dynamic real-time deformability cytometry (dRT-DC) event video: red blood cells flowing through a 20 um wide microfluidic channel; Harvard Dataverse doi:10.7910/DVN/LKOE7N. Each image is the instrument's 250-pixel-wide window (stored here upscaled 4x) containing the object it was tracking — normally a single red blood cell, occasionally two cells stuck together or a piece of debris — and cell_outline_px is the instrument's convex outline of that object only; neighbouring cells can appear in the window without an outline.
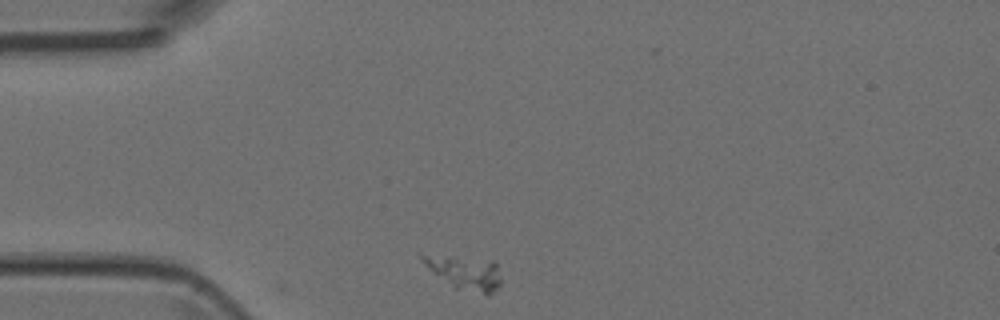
{"species": "Egyptian fruit bat (a non-hibernating species)", "species_latin": "Rousettus aegyptiacus", "temperature_condition": "room temperature", "stored_images_in_passage": 9, "camera_frame_rate_fps": 3000, "um_per_image_px": 0.085, "animal": {"sex": "female"}, "frame": {"image": 1, "passage_image": 1, "time_ms": 0.0, "image_size_px": [1000, 320], "cell_outline_px": [[500, 284], [492, 292], [484, 292], [456, 288], [432, 272], [420, 260], [416, 252], [420, 252], [496, 260], [500, 280]], "centroid_in_image_um": [39.41, 23.05], "position_along_channel_um": 45.6, "area_um2": 15.55}}
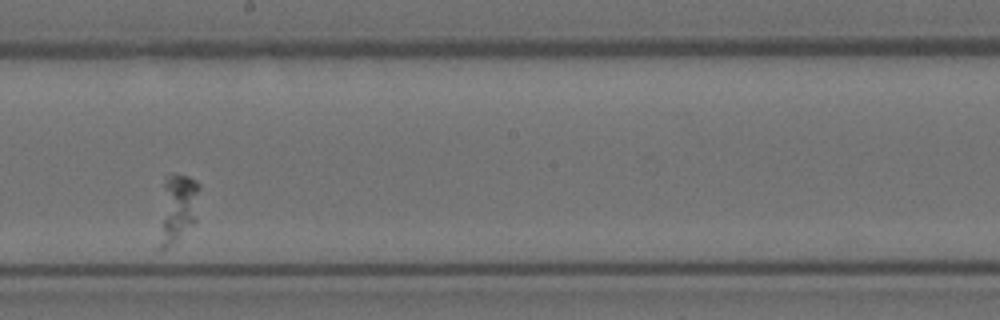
{"frame": {"image": 2, "passage_image": 6, "time_ms": 5.667, "image_size_px": [1000, 320], "cell_outline_px": [[200, 188], [196, 220], [192, 224], [164, 248], [156, 252], [156, 248], [164, 184], [168, 176], [188, 176], [196, 180], [200, 184]], "centroid_in_image_um": [15.07, 17.72], "position_along_channel_um": 233.1, "area_um2": 15.84}}
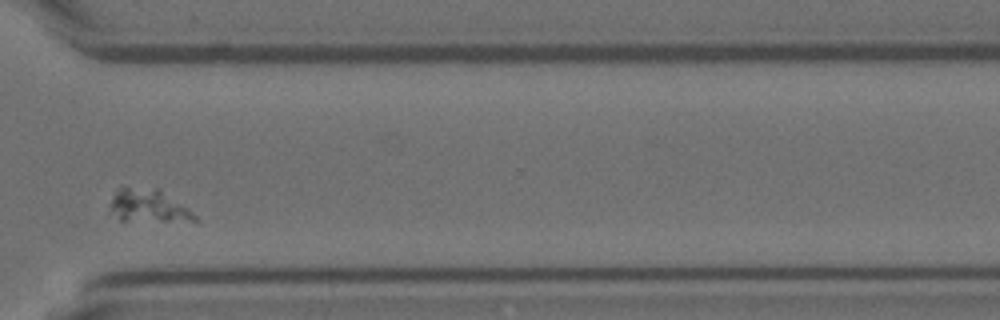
{"frame": {"image": 3, "passage_image": 9, "time_ms": 9.0, "image_size_px": [1000, 320], "cell_outline_px": [[200, 220], [120, 220], [112, 208], [112, 200], [120, 184], [160, 188], [192, 212]], "centroid_in_image_um": [12.6, 17.41], "position_along_channel_um": 358.0, "area_um2": 15.95}}